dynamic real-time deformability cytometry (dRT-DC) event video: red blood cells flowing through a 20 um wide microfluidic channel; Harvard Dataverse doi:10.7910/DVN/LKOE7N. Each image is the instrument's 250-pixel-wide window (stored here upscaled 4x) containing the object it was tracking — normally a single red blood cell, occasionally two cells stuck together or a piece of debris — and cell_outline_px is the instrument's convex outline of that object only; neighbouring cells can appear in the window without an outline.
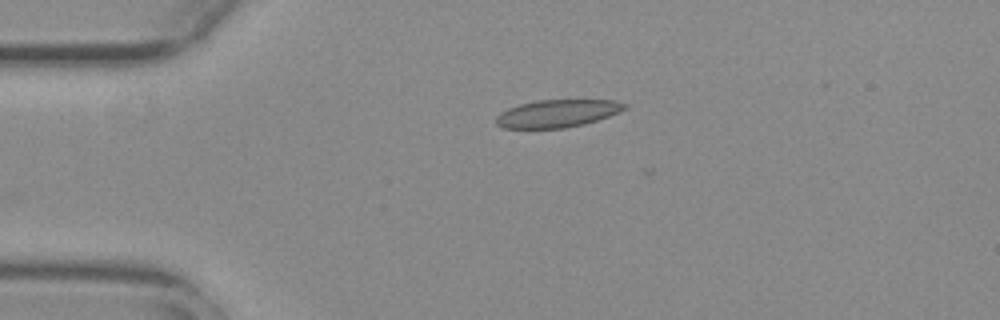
{"species": "common noctule bat (a hibernating species)", "species_latin": "Nyctalus noctula", "temperature_condition": "warm", "stored_images_in_passage": 31, "camera_frame_rate_fps": 3000, "um_per_image_px": 0.085, "animal": {"sex": "female", "body_mass_g": 29.2, "forearm_length_mm": 56.3}, "frame": {"image": 1, "passage_image": 1, "time_ms": 0.0, "image_size_px": [1000, 320], "cell_outline_px": [[628, 108], [608, 116], [584, 124], [564, 128], [504, 128], [496, 124], [496, 116], [500, 112], [508, 108], [520, 104], [536, 100], [616, 100], [628, 104]], "centroid_in_image_um": [47.38, 9.64], "position_along_channel_um": 37.6, "area_um2": 20.69}}
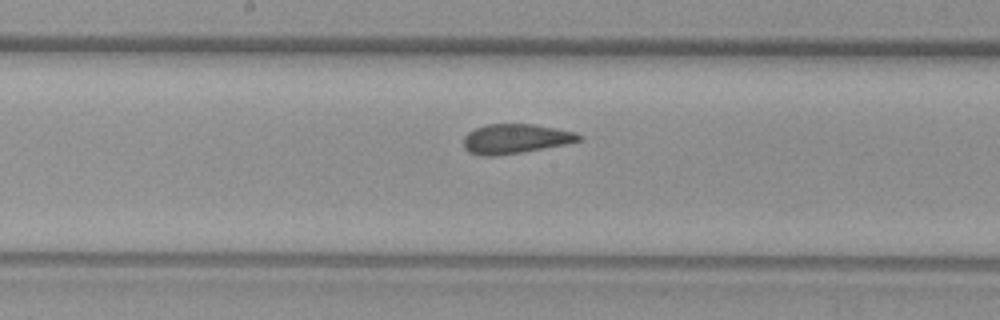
{"frame": {"image": 2, "passage_image": 17, "time_ms": 5.333, "image_size_px": [1000, 320], "cell_outline_px": [[584, 140], [524, 152], [496, 156], [480, 156], [468, 152], [464, 148], [464, 136], [468, 132], [484, 124], [536, 124], [576, 132], [584, 136]], "centroid_in_image_um": [43.82, 11.8], "position_along_channel_um": 204.4, "area_um2": 20.17}}
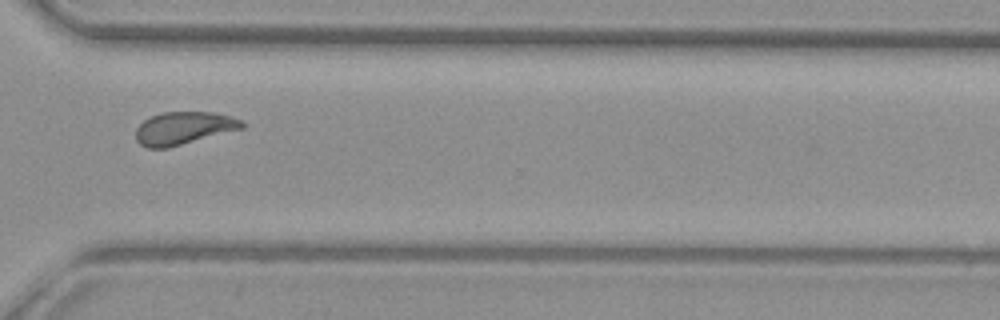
{"frame": {"image": 3, "passage_image": 29, "time_ms": 9.333, "image_size_px": [1000, 320], "cell_outline_px": [[248, 124], [244, 128], [168, 148], [148, 148], [140, 144], [136, 140], [136, 128], [144, 120], [160, 112], [212, 112], [232, 116]], "centroid_in_image_um": [15.63, 10.89], "position_along_channel_um": 355.0, "area_um2": 20.35}, "authors_computed_cell_mechanics": {"area_um2": 20.4612, "velocity_mm_per_s": 3.7625, "shape_relaxation_time_tau1_ms": null, "shape_relaxation_time_tau2_ms": 1.2351, "deformation_change_tau1": null, "deformation_change_tau2": 0.0634}}